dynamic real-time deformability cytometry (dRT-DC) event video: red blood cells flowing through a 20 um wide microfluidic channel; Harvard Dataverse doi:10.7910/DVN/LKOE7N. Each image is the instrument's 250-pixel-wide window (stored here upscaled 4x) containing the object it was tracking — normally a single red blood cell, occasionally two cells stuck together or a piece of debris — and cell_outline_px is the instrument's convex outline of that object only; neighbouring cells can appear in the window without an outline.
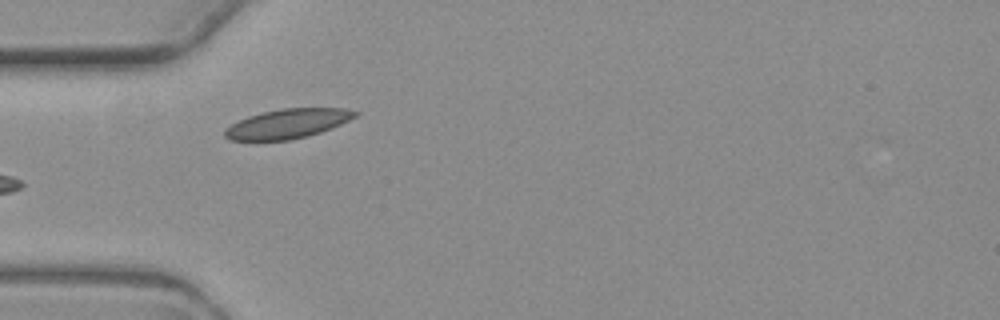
{"species": "common noctule bat (a hibernating species)", "species_latin": "Nyctalus noctula", "temperature_condition": "warm", "stored_images_in_passage": 5, "camera_frame_rate_fps": 3000, "um_per_image_px": 0.085, "animal": {"sex": "female", "body_mass_g": 19.3, "forearm_length_mm": 54.1}, "frame": {"image": 1, "passage_image": 4, "time_ms": 4.333, "image_size_px": [1000, 320], "cell_outline_px": [[360, 112], [356, 116], [332, 128], [308, 136], [288, 140], [232, 140], [224, 136], [224, 128], [248, 116], [280, 108], [344, 108]], "centroid_in_image_um": [24.45, 10.51], "position_along_channel_um": 60.5, "area_um2": 22.2}}
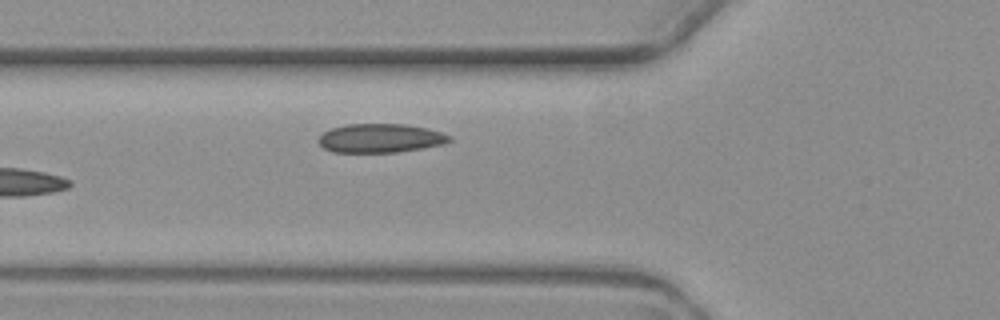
{"frame": {"image": 2, "passage_image": 5, "time_ms": 5.333, "image_size_px": [1000, 320], "cell_outline_px": [[452, 140], [444, 144], [396, 152], [332, 152], [324, 148], [320, 144], [320, 136], [324, 132], [332, 128], [348, 124], [408, 124], [428, 128], [452, 136]], "centroid_in_image_um": [32.37, 11.74], "position_along_channel_um": 93.4, "area_um2": 21.91}}